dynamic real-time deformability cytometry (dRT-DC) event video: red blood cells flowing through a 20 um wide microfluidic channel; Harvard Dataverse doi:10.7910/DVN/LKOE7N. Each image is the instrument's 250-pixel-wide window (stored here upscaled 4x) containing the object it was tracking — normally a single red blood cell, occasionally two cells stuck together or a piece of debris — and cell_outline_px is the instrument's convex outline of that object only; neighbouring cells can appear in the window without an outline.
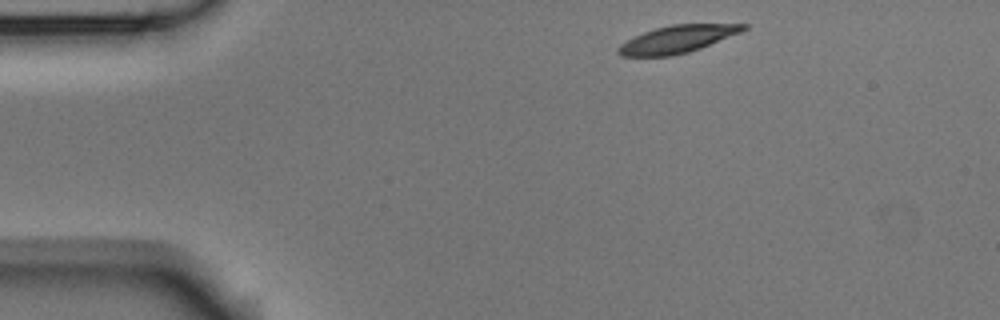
{"species": "Egyptian fruit bat (a non-hibernating species)", "species_latin": "Rousettus aegyptiacus", "temperature_condition": "room temperature", "stored_images_in_passage": 3, "camera_frame_rate_fps": 3000, "um_per_image_px": 0.085, "animal": {"sex": "male"}, "frame": {"image": 1, "passage_image": 1, "time_ms": 0.0, "image_size_px": [1000, 320], "cell_outline_px": [[748, 28], [740, 32], [700, 48], [688, 52], [672, 56], [620, 56], [616, 52], [616, 48], [620, 44], [644, 32], [656, 28], [672, 24], [748, 24]], "centroid_in_image_um": [57.54, 3.33], "position_along_channel_um": 27.5, "area_um2": 19.77}}